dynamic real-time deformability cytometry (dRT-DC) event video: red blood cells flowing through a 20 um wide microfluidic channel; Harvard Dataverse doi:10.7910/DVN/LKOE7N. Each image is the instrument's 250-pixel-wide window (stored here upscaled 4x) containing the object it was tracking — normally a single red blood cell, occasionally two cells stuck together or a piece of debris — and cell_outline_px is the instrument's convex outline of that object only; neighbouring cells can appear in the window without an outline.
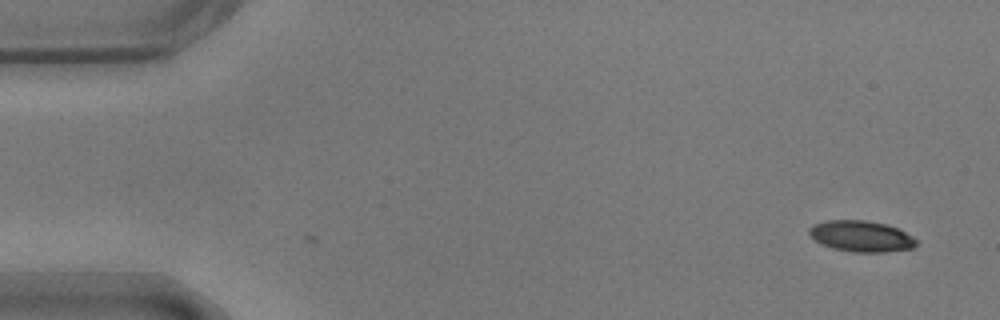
{"species": "common noctule bat (a hibernating species)", "species_latin": "Nyctalus noctula", "temperature_condition": "warm", "stored_images_in_passage": 4, "camera_frame_rate_fps": 3000, "um_per_image_px": 0.085, "animal": {"sex": "male", "body_mass_g": 17.9}, "frame": {"image": 1, "passage_image": 4, "time_ms": 1.0, "image_size_px": [1000, 320], "cell_outline_px": [[916, 244], [912, 248], [884, 252], [852, 252], [832, 248], [816, 240], [808, 232], [808, 228], [812, 224], [824, 220], [864, 220], [888, 224], [912, 236], [916, 240]], "centroid_in_image_um": [73.17, 20.06], "position_along_channel_um": 11.8, "area_um2": 19.31}}